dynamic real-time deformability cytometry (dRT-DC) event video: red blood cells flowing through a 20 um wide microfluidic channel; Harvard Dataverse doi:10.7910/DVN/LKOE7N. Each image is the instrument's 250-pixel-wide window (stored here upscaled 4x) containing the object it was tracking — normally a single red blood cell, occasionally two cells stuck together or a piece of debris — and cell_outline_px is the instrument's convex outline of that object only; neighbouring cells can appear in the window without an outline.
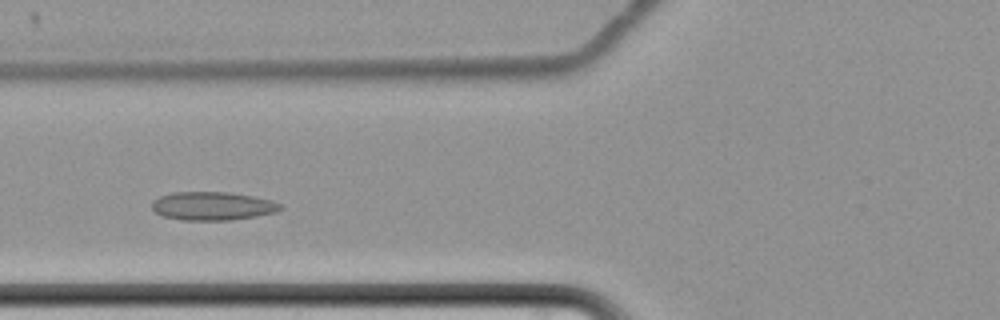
{"species": "common noctule bat (a hibernating species)", "species_latin": "Nyctalus noctula", "temperature_condition": "cold", "stored_images_in_passage": 49, "camera_frame_rate_fps": 3000, "um_per_image_px": 0.085, "animal": {"sex": "female", "body_mass_g": 22.7, "forearm_length_mm": 54.2}, "frame": {"image": 1, "passage_image": 12, "time_ms": 3.667, "image_size_px": [1000, 320], "cell_outline_px": [[284, 208], [276, 212], [256, 216], [232, 220], [180, 220], [164, 216], [156, 212], [152, 208], [152, 200], [160, 196], [172, 192], [228, 192], [252, 196], [272, 200], [280, 204]], "centroid_in_image_um": [18.07, 17.51], "position_along_channel_um": 107.7, "area_um2": 21.33}}
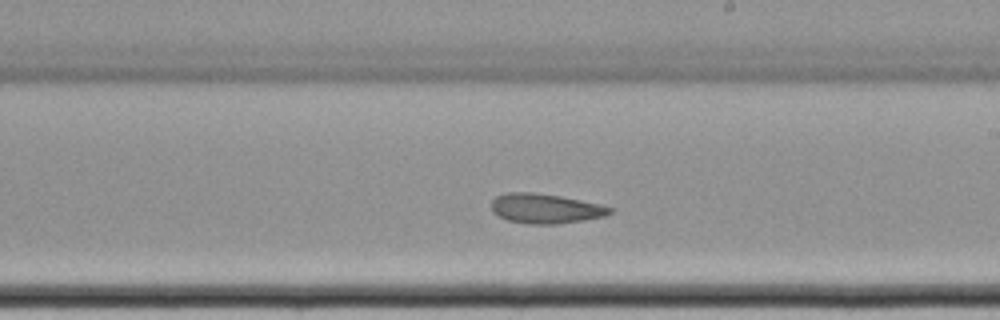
{"frame": {"image": 2, "passage_image": 24, "time_ms": 7.667, "image_size_px": [1000, 320], "cell_outline_px": [[612, 212], [604, 216], [584, 220], [556, 224], [528, 224], [508, 220], [492, 212], [492, 200], [496, 196], [508, 192], [532, 192], [560, 196], [600, 204], [612, 208]], "centroid_in_image_um": [46.35, 17.72], "position_along_channel_um": 242.7, "area_um2": 20.4}}
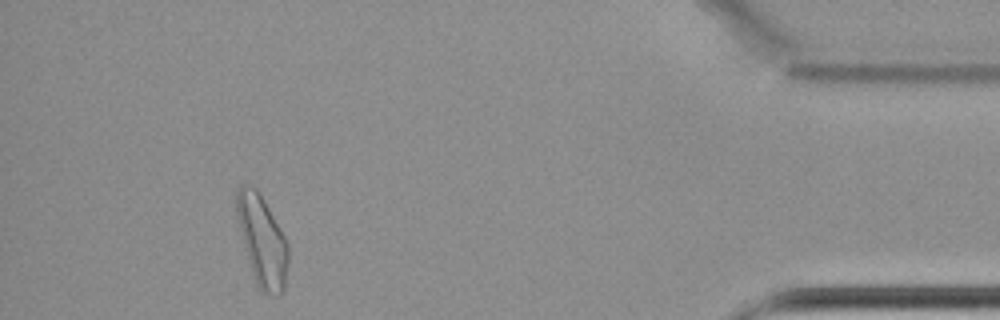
{"frame": {"image": 3, "passage_image": 44, "time_ms": 14.333, "image_size_px": [1000, 320], "cell_outline_px": [[288, 264], [284, 292], [280, 296], [272, 296], [264, 292], [256, 284], [244, 248], [236, 216], [236, 188], [240, 184], [252, 184], [256, 188], [268, 208], [284, 236], [288, 244]], "centroid_in_image_um": [22.27, 20.47], "position_along_channel_um": 412.9, "area_um2": 27.28}, "authors_computed_cell_mechanics": {"area_um2": 21.386, "velocity_mm_per_s": 3.3782, "shape_relaxation_time_tau1_ms": null, "shape_relaxation_time_tau2_ms": 5.4099, "deformation_change_tau1": null, "deformation_change_tau2": 0.0846}}